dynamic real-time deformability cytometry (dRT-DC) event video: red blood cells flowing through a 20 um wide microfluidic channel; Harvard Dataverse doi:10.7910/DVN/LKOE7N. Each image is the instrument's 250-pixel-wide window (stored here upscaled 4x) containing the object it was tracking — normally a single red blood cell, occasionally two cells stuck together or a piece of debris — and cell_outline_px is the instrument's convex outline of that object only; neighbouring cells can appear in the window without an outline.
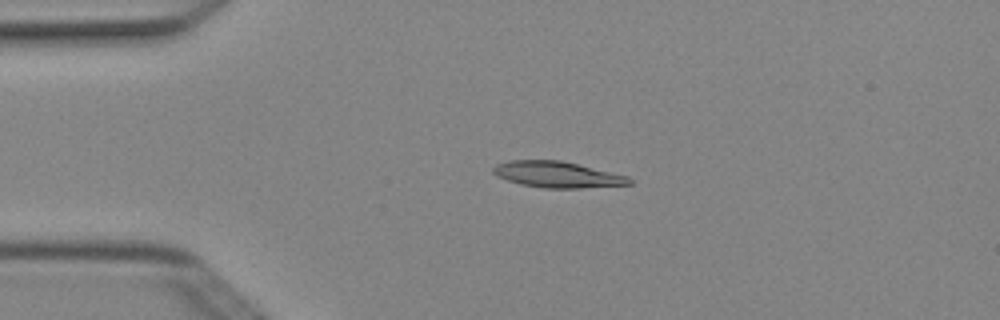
{"species": "Egyptian fruit bat (a non-hibernating species)", "species_latin": "Rousettus aegyptiacus", "temperature_condition": "cold", "stored_images_in_passage": 7, "camera_frame_rate_fps": 3000, "um_per_image_px": 0.085, "animal": {"sex": "female"}, "frame": {"image": 1, "passage_image": 3, "time_ms": 0.667, "image_size_px": [1000, 320], "cell_outline_px": [[632, 184], [580, 188], [544, 188], [520, 184], [496, 176], [492, 172], [492, 168], [496, 164], [508, 160], [560, 160], [628, 176], [632, 180]], "centroid_in_image_um": [47.33, 14.83], "position_along_channel_um": 37.7, "area_um2": 20.63}}
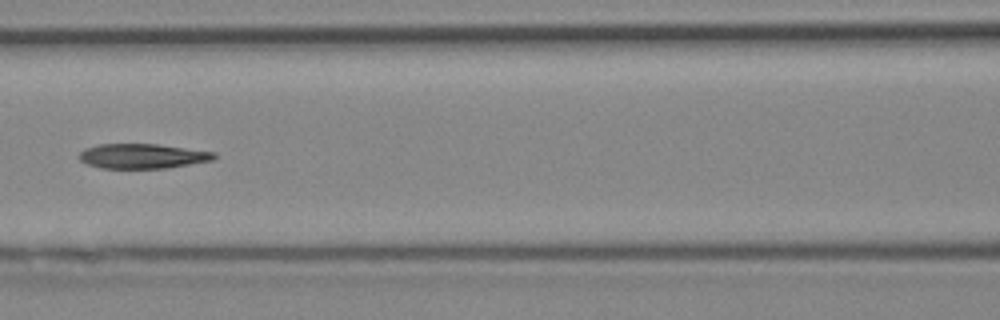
{"frame": {"image": 2, "passage_image": 6, "time_ms": 1.667, "image_size_px": [1000, 320], "cell_outline_px": [[216, 156], [212, 160], [168, 168], [100, 168], [88, 164], [80, 160], [76, 156], [84, 148], [100, 144], [156, 144], [216, 152]], "centroid_in_image_um": [12.07, 13.27], "position_along_channel_um": 154.5, "area_um2": 19.48}}
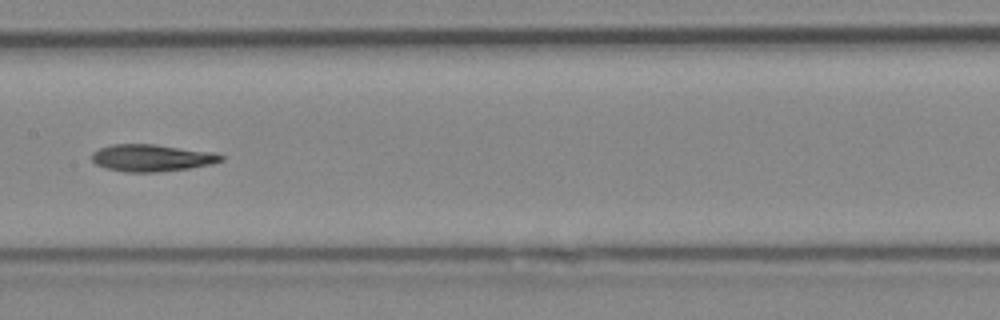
{"frame": {"image": 3, "passage_image": 7, "time_ms": 2.0, "image_size_px": [1000, 320], "cell_outline_px": [[224, 160], [212, 164], [188, 168], [156, 172], [124, 172], [104, 168], [96, 164], [92, 160], [92, 152], [100, 148], [112, 144], [152, 144], [216, 152], [224, 156]], "centroid_in_image_um": [12.9, 13.42], "position_along_channel_um": 194.5, "area_um2": 20.46}}